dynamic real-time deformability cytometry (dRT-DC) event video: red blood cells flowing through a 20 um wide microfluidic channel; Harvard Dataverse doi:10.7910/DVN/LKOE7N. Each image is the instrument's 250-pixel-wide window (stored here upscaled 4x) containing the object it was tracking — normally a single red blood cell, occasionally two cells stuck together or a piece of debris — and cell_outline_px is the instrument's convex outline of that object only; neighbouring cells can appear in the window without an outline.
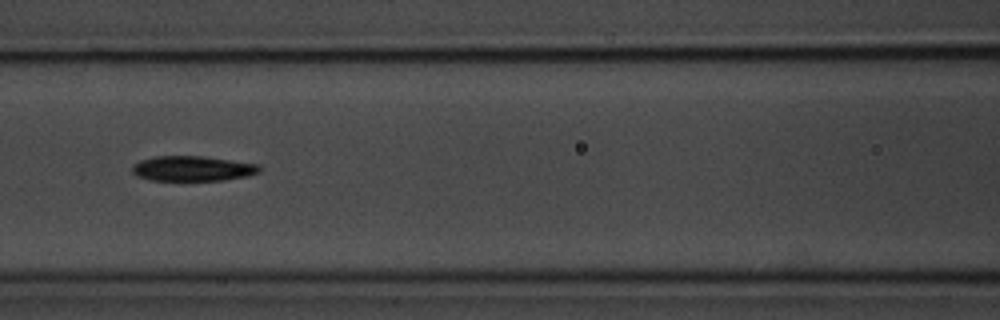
{"species": "common noctule bat (a hibernating species)", "species_latin": "Nyctalus noctula", "temperature_condition": "room temperature", "stored_images_in_passage": 20, "camera_frame_rate_fps": 3000, "um_per_image_px": 0.085, "animal": {"sex": "male", "body_mass_g": 20.1, "forearm_length_mm": 53.5}, "frame": {"image": 1, "passage_image": 9, "time_ms": 2.667, "image_size_px": [1000, 320], "cell_outline_px": [[260, 172], [248, 176], [224, 180], [148, 180], [136, 176], [132, 172], [132, 164], [140, 160], [156, 156], [200, 156], [260, 164]], "centroid_in_image_um": [16.35, 14.33], "position_along_channel_um": 150.3, "area_um2": 18.67}}
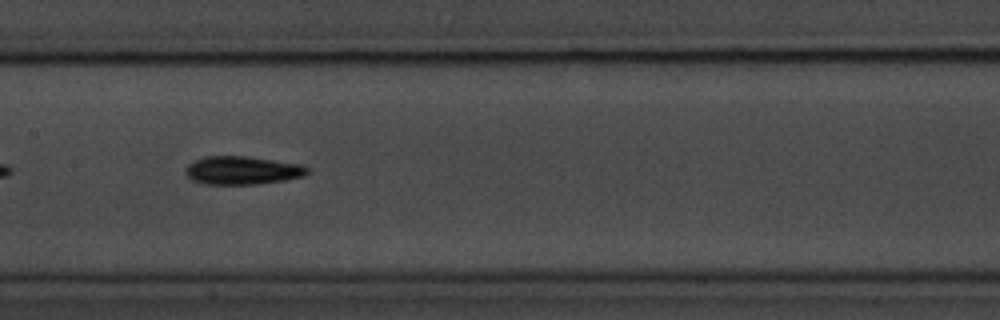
{"frame": {"image": 2, "passage_image": 12, "time_ms": 3.667, "image_size_px": [1000, 320], "cell_outline_px": [[308, 172], [304, 176], [284, 180], [256, 184], [204, 184], [192, 180], [184, 172], [184, 168], [192, 160], [204, 156], [248, 156], [304, 164], [308, 168]], "centroid_in_image_um": [20.57, 14.47], "position_along_channel_um": 186.8, "area_um2": 20.35}}
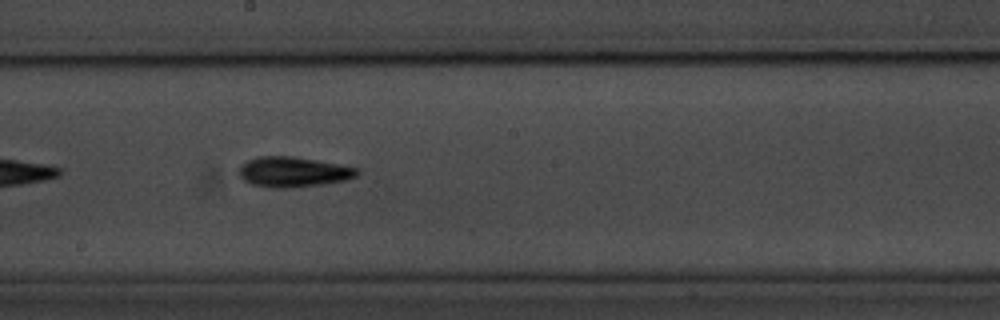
{"frame": {"image": 3, "passage_image": 15, "time_ms": 4.667, "image_size_px": [1000, 320], "cell_outline_px": [[360, 172], [356, 176], [348, 180], [324, 184], [288, 188], [276, 188], [252, 184], [244, 180], [240, 176], [240, 168], [248, 160], [260, 156], [292, 156], [360, 168]], "centroid_in_image_um": [24.98, 14.62], "position_along_channel_um": 223.2, "area_um2": 20.63}}